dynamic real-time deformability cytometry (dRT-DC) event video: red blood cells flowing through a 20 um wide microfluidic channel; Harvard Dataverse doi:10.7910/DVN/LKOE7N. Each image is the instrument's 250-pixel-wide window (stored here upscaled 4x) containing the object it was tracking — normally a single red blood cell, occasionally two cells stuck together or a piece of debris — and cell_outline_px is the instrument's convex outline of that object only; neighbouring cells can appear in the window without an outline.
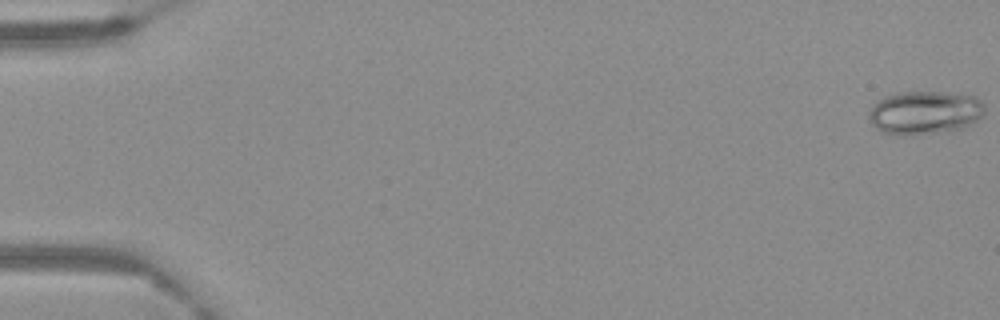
{"species": "Egyptian fruit bat (a non-hibernating species)", "species_latin": "Rousettus aegyptiacus", "temperature_condition": "warm", "stored_images_in_passage": 65, "camera_frame_rate_fps": 3000, "um_per_image_px": 0.085, "frame": {"image": 1, "passage_image": 1, "time_ms": 0.0, "image_size_px": [1000, 320], "cell_outline_px": [[984, 116], [964, 128], [948, 132], [904, 136], [892, 136], [880, 132], [872, 124], [868, 116], [868, 112], [876, 100], [884, 96], [900, 92], [940, 92], [972, 96], [980, 100], [984, 104]], "centroid_in_image_um": [78.57, 9.61], "position_along_channel_um": 6.4, "area_um2": 29.94}}
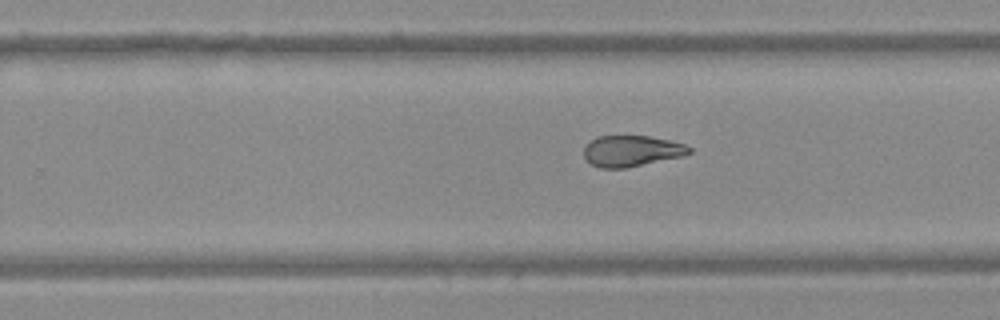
{"frame": {"image": 2, "passage_image": 42, "time_ms": 13.667, "image_size_px": [1000, 320], "cell_outline_px": [[692, 152], [684, 156], [624, 168], [600, 168], [592, 164], [584, 156], [584, 148], [596, 136], [648, 136], [668, 140], [684, 144], [692, 148]], "centroid_in_image_um": [53.71, 12.83], "position_along_channel_um": 276.1, "area_um2": 18.9}}
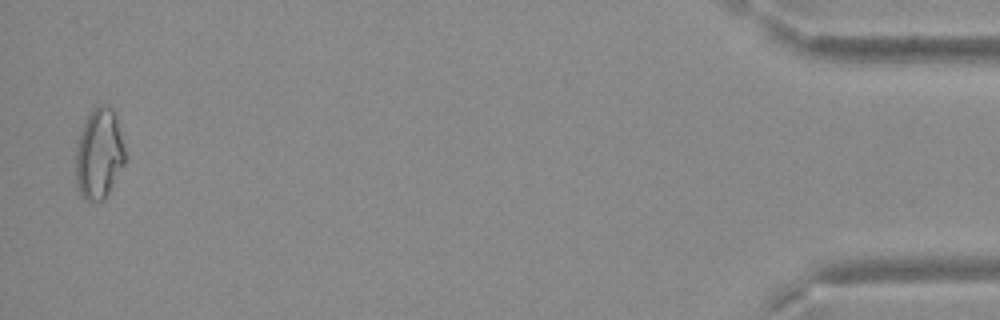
{"frame": {"image": 3, "passage_image": 64, "time_ms": 21.0, "image_size_px": [1000, 320], "cell_outline_px": [[124, 164], [104, 200], [84, 200], [80, 196], [76, 188], [76, 144], [80, 132], [88, 116], [100, 104], [108, 104], [112, 108], [116, 120], [124, 148]], "centroid_in_image_um": [8.39, 13.12], "position_along_channel_um": 426.8, "area_um2": 25.66}}